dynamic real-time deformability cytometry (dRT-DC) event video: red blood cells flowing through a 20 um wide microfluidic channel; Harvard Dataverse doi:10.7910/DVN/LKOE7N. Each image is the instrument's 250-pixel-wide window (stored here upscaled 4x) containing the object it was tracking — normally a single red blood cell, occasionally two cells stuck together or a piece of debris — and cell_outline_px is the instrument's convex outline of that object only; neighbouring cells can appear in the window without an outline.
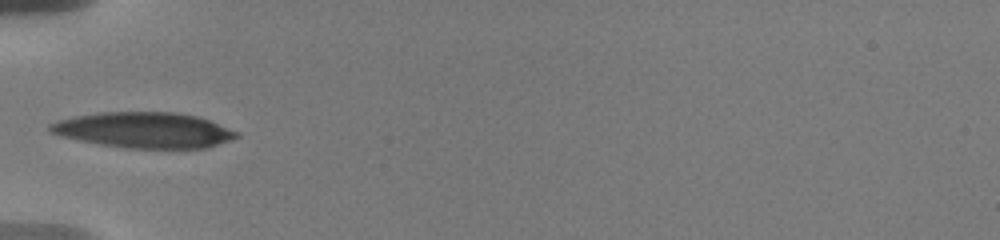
{"species": "human", "species_latin": "Homo sapiens", "temperature_condition": "warm", "stored_images_in_passage": 10, "camera_frame_rate_fps": 3000, "um_per_image_px": 0.085, "donor": {"sex": "male"}, "frame": {"image": 1, "passage_image": 1, "time_ms": 0.0, "image_size_px": [1000, 240], "cell_outline_px": [[240, 136], [208, 148], [124, 148], [100, 144], [60, 136], [48, 132], [48, 124], [56, 120], [76, 116], [100, 112], [176, 112], [196, 116], [208, 120], [240, 132]], "centroid_in_image_um": [12.22, 11.06], "position_along_channel_um": 72.8, "area_um2": 38.84}}
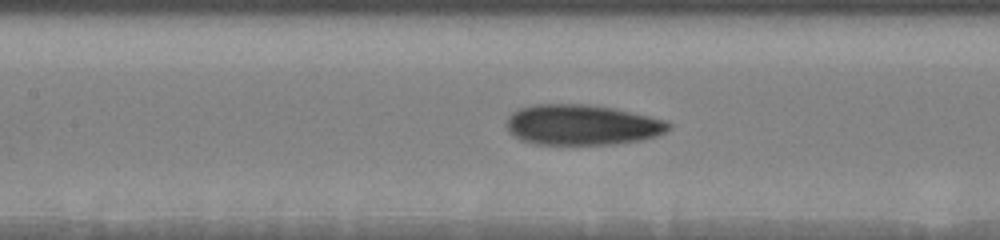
{"frame": {"image": 2, "passage_image": 6, "time_ms": 2.333, "image_size_px": [1000, 240], "cell_outline_px": [[668, 128], [664, 132], [640, 140], [612, 144], [536, 144], [524, 140], [516, 136], [508, 128], [508, 120], [512, 112], [520, 108], [536, 104], [588, 104], [612, 108], [648, 116], [664, 120], [668, 124]], "centroid_in_image_um": [49.44, 10.6], "position_along_channel_um": 158.0, "area_um2": 37.34}}
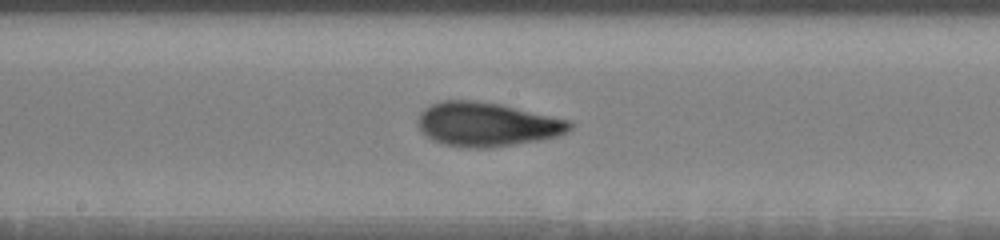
{"frame": {"image": 3, "passage_image": 9, "time_ms": 3.667, "image_size_px": [1000, 240], "cell_outline_px": [[572, 128], [568, 132], [560, 136], [540, 140], [484, 148], [472, 148], [444, 144], [428, 136], [416, 124], [416, 120], [420, 112], [424, 108], [432, 104], [444, 100], [476, 100], [500, 104], [572, 120]], "centroid_in_image_um": [41.42, 10.55], "position_along_channel_um": 206.8, "area_um2": 38.96}}